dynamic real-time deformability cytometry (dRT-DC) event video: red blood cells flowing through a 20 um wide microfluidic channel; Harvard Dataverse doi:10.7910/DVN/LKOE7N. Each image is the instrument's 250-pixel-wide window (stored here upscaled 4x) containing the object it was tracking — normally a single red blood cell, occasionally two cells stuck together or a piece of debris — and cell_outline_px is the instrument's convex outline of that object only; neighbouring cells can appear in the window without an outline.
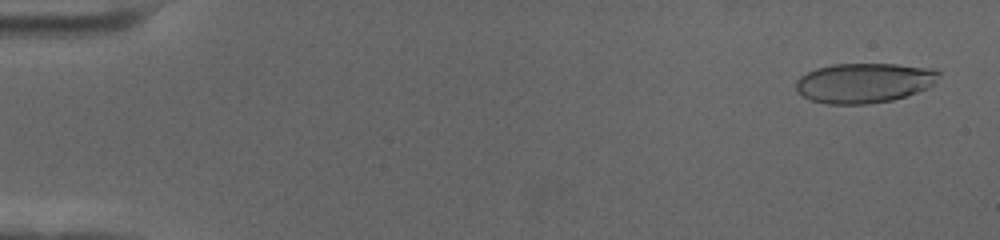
{"species": "human", "species_latin": "Homo sapiens", "temperature_condition": "cold", "stored_images_in_passage": 59, "camera_frame_rate_fps": 3000, "um_per_image_px": 0.085, "donor": {"sex": "female"}, "frame": {"image": 1, "passage_image": 3, "time_ms": 0.667, "image_size_px": [1000, 240], "cell_outline_px": [[940, 76], [928, 88], [892, 100], [868, 104], [828, 104], [812, 100], [796, 92], [796, 80], [800, 76], [816, 68], [832, 64], [896, 64], [932, 68], [940, 72]], "centroid_in_image_um": [73.44, 7.04], "position_along_channel_um": 11.6, "area_um2": 33.18}}
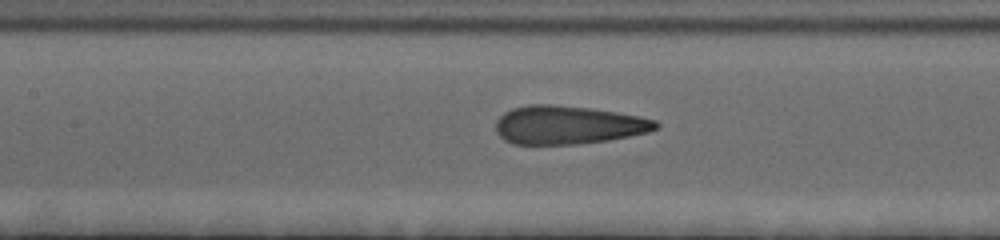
{"frame": {"image": 2, "passage_image": 28, "time_ms": 9.0, "image_size_px": [1000, 240], "cell_outline_px": [[660, 128], [648, 132], [608, 140], [576, 144], [512, 144], [504, 140], [496, 132], [496, 120], [504, 112], [512, 108], [528, 104], [552, 104], [592, 108], [640, 116], [656, 120], [660, 124]], "centroid_in_image_um": [48.28, 10.61], "position_along_channel_um": 159.1, "area_um2": 36.07}}
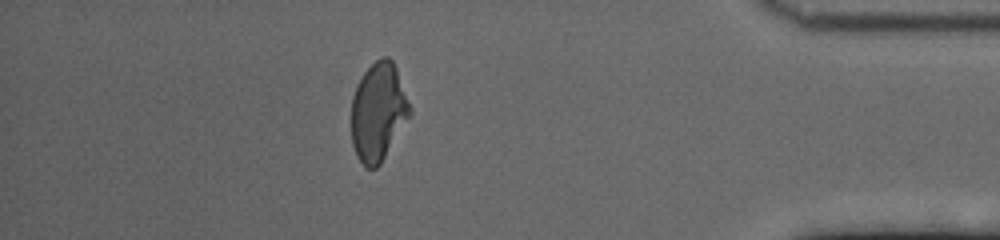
{"frame": {"image": 3, "passage_image": 52, "time_ms": 17.0, "image_size_px": [1000, 240], "cell_outline_px": [[412, 112], [380, 164], [376, 168], [364, 168], [356, 156], [352, 144], [352, 96], [356, 84], [364, 72], [380, 56], [388, 56], [392, 60], [396, 68], [412, 108]], "centroid_in_image_um": [32.14, 9.5], "position_along_channel_um": 403.1, "area_um2": 33.52}, "authors_computed_cell_mechanics": {"area_um2": 35.3158, "velocity_mm_per_s": 3.5122, "shape_relaxation_time_tau1_ms": 5.2305, "shape_relaxation_time_tau2_ms": 1.2345, "deformation_change_tau1": 0.2062, "deformation_change_tau2": 0.1099}}